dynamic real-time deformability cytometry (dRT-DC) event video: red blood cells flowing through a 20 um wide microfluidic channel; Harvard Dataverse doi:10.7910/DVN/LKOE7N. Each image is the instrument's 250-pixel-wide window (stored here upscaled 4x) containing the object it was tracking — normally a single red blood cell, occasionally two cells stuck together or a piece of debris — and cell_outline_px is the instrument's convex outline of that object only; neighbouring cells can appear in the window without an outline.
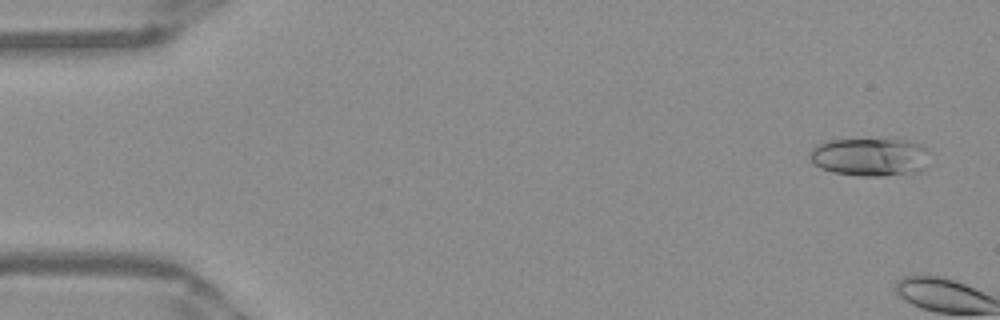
{"species": "Egyptian fruit bat (a non-hibernating species)", "species_latin": "Rousettus aegyptiacus", "temperature_condition": "warm", "stored_images_in_passage": 5, "camera_frame_rate_fps": 3000, "um_per_image_px": 0.085, "frame": {"image": 1, "passage_image": 3, "time_ms": 0.667, "image_size_px": [1000, 320], "cell_outline_px": [[928, 152], [924, 168], [920, 172], [884, 176], [860, 176], [832, 172], [820, 168], [808, 156], [808, 152], [816, 144], [828, 140], [908, 140], [920, 144]], "centroid_in_image_um": [73.92, 13.35], "position_along_channel_um": 11.1, "area_um2": 26.65}}